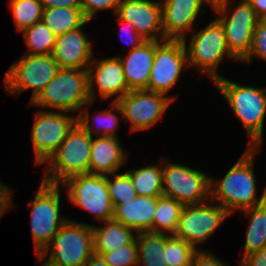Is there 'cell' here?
I'll use <instances>...</instances> for the list:
<instances>
[{"instance_id": "30", "label": "cell", "mask_w": 266, "mask_h": 266, "mask_svg": "<svg viewBox=\"0 0 266 266\" xmlns=\"http://www.w3.org/2000/svg\"><path fill=\"white\" fill-rule=\"evenodd\" d=\"M22 32L28 49L25 54L47 55L53 53L57 36L42 20Z\"/></svg>"}, {"instance_id": "24", "label": "cell", "mask_w": 266, "mask_h": 266, "mask_svg": "<svg viewBox=\"0 0 266 266\" xmlns=\"http://www.w3.org/2000/svg\"><path fill=\"white\" fill-rule=\"evenodd\" d=\"M110 105L112 106L111 109H104L100 111L99 114L97 112V117H95L96 119L90 116L89 110H87L86 108H82V111L80 110L77 116V123L91 136H93L92 134L95 133V135H97L98 137H117L116 132L117 128H119V121L121 120L118 114L120 113V115L123 116V112L121 106L117 102L112 101ZM114 110L117 114L113 112ZM90 119L92 120V125L90 124Z\"/></svg>"}, {"instance_id": "41", "label": "cell", "mask_w": 266, "mask_h": 266, "mask_svg": "<svg viewBox=\"0 0 266 266\" xmlns=\"http://www.w3.org/2000/svg\"><path fill=\"white\" fill-rule=\"evenodd\" d=\"M43 9L54 7H81V0H39Z\"/></svg>"}, {"instance_id": "10", "label": "cell", "mask_w": 266, "mask_h": 266, "mask_svg": "<svg viewBox=\"0 0 266 266\" xmlns=\"http://www.w3.org/2000/svg\"><path fill=\"white\" fill-rule=\"evenodd\" d=\"M162 159L163 195L185 205L210 200V178L206 173Z\"/></svg>"}, {"instance_id": "37", "label": "cell", "mask_w": 266, "mask_h": 266, "mask_svg": "<svg viewBox=\"0 0 266 266\" xmlns=\"http://www.w3.org/2000/svg\"><path fill=\"white\" fill-rule=\"evenodd\" d=\"M213 252L198 249L194 252L191 266H229L218 259Z\"/></svg>"}, {"instance_id": "8", "label": "cell", "mask_w": 266, "mask_h": 266, "mask_svg": "<svg viewBox=\"0 0 266 266\" xmlns=\"http://www.w3.org/2000/svg\"><path fill=\"white\" fill-rule=\"evenodd\" d=\"M41 254L60 266H83L94 254L91 225L68 219Z\"/></svg>"}, {"instance_id": "15", "label": "cell", "mask_w": 266, "mask_h": 266, "mask_svg": "<svg viewBox=\"0 0 266 266\" xmlns=\"http://www.w3.org/2000/svg\"><path fill=\"white\" fill-rule=\"evenodd\" d=\"M176 96L142 90H130L117 103L121 106L125 122L131 124V132L150 129L166 113Z\"/></svg>"}, {"instance_id": "36", "label": "cell", "mask_w": 266, "mask_h": 266, "mask_svg": "<svg viewBox=\"0 0 266 266\" xmlns=\"http://www.w3.org/2000/svg\"><path fill=\"white\" fill-rule=\"evenodd\" d=\"M121 0H81V9L85 18L90 21L98 11L113 10L116 14Z\"/></svg>"}, {"instance_id": "4", "label": "cell", "mask_w": 266, "mask_h": 266, "mask_svg": "<svg viewBox=\"0 0 266 266\" xmlns=\"http://www.w3.org/2000/svg\"><path fill=\"white\" fill-rule=\"evenodd\" d=\"M91 102L87 69L60 68L39 95L30 102L38 107L75 113Z\"/></svg>"}, {"instance_id": "32", "label": "cell", "mask_w": 266, "mask_h": 266, "mask_svg": "<svg viewBox=\"0 0 266 266\" xmlns=\"http://www.w3.org/2000/svg\"><path fill=\"white\" fill-rule=\"evenodd\" d=\"M196 249L188 242L165 234L164 256L168 266H191Z\"/></svg>"}, {"instance_id": "33", "label": "cell", "mask_w": 266, "mask_h": 266, "mask_svg": "<svg viewBox=\"0 0 266 266\" xmlns=\"http://www.w3.org/2000/svg\"><path fill=\"white\" fill-rule=\"evenodd\" d=\"M106 184L113 208L117 205L132 201L138 196L132 184L130 175L127 172L106 175Z\"/></svg>"}, {"instance_id": "31", "label": "cell", "mask_w": 266, "mask_h": 266, "mask_svg": "<svg viewBox=\"0 0 266 266\" xmlns=\"http://www.w3.org/2000/svg\"><path fill=\"white\" fill-rule=\"evenodd\" d=\"M9 8L18 32L41 21L43 14L42 3L39 0H9Z\"/></svg>"}, {"instance_id": "9", "label": "cell", "mask_w": 266, "mask_h": 266, "mask_svg": "<svg viewBox=\"0 0 266 266\" xmlns=\"http://www.w3.org/2000/svg\"><path fill=\"white\" fill-rule=\"evenodd\" d=\"M59 69L52 54H24L7 70L3 79L5 91L18 96L23 91L33 89L30 100L32 101L52 80Z\"/></svg>"}, {"instance_id": "20", "label": "cell", "mask_w": 266, "mask_h": 266, "mask_svg": "<svg viewBox=\"0 0 266 266\" xmlns=\"http://www.w3.org/2000/svg\"><path fill=\"white\" fill-rule=\"evenodd\" d=\"M118 137L99 136L91 143L89 173L98 175H112L127 163Z\"/></svg>"}, {"instance_id": "26", "label": "cell", "mask_w": 266, "mask_h": 266, "mask_svg": "<svg viewBox=\"0 0 266 266\" xmlns=\"http://www.w3.org/2000/svg\"><path fill=\"white\" fill-rule=\"evenodd\" d=\"M138 263L143 266H168L165 262V233L138 232L136 236Z\"/></svg>"}, {"instance_id": "34", "label": "cell", "mask_w": 266, "mask_h": 266, "mask_svg": "<svg viewBox=\"0 0 266 266\" xmlns=\"http://www.w3.org/2000/svg\"><path fill=\"white\" fill-rule=\"evenodd\" d=\"M101 256L109 266H136L138 265L136 240L132 244L102 253Z\"/></svg>"}, {"instance_id": "2", "label": "cell", "mask_w": 266, "mask_h": 266, "mask_svg": "<svg viewBox=\"0 0 266 266\" xmlns=\"http://www.w3.org/2000/svg\"><path fill=\"white\" fill-rule=\"evenodd\" d=\"M213 84L247 131L248 147L261 148L266 116V87L240 85L226 77L217 79Z\"/></svg>"}, {"instance_id": "16", "label": "cell", "mask_w": 266, "mask_h": 266, "mask_svg": "<svg viewBox=\"0 0 266 266\" xmlns=\"http://www.w3.org/2000/svg\"><path fill=\"white\" fill-rule=\"evenodd\" d=\"M87 71L88 94L91 102L96 100L97 93L100 95L102 101L115 96L113 101L117 102L130 91L127 87L119 56L98 61L97 59L92 60Z\"/></svg>"}, {"instance_id": "21", "label": "cell", "mask_w": 266, "mask_h": 266, "mask_svg": "<svg viewBox=\"0 0 266 266\" xmlns=\"http://www.w3.org/2000/svg\"><path fill=\"white\" fill-rule=\"evenodd\" d=\"M155 55V41H146L140 47L120 57L125 80L129 90L148 88L150 72Z\"/></svg>"}, {"instance_id": "28", "label": "cell", "mask_w": 266, "mask_h": 266, "mask_svg": "<svg viewBox=\"0 0 266 266\" xmlns=\"http://www.w3.org/2000/svg\"><path fill=\"white\" fill-rule=\"evenodd\" d=\"M241 212H244L250 219L243 254V256H246L266 246V200Z\"/></svg>"}, {"instance_id": "14", "label": "cell", "mask_w": 266, "mask_h": 266, "mask_svg": "<svg viewBox=\"0 0 266 266\" xmlns=\"http://www.w3.org/2000/svg\"><path fill=\"white\" fill-rule=\"evenodd\" d=\"M187 53L181 39L155 41V55L146 90L167 94L177 84Z\"/></svg>"}, {"instance_id": "3", "label": "cell", "mask_w": 266, "mask_h": 266, "mask_svg": "<svg viewBox=\"0 0 266 266\" xmlns=\"http://www.w3.org/2000/svg\"><path fill=\"white\" fill-rule=\"evenodd\" d=\"M92 140L93 136L76 123L47 161L41 181L62 185L71 176L88 174Z\"/></svg>"}, {"instance_id": "39", "label": "cell", "mask_w": 266, "mask_h": 266, "mask_svg": "<svg viewBox=\"0 0 266 266\" xmlns=\"http://www.w3.org/2000/svg\"><path fill=\"white\" fill-rule=\"evenodd\" d=\"M13 191L14 190L10 189L6 184L0 182V218L13 209Z\"/></svg>"}, {"instance_id": "27", "label": "cell", "mask_w": 266, "mask_h": 266, "mask_svg": "<svg viewBox=\"0 0 266 266\" xmlns=\"http://www.w3.org/2000/svg\"><path fill=\"white\" fill-rule=\"evenodd\" d=\"M138 196L160 197L163 195L162 160L156 166L148 165L126 171Z\"/></svg>"}, {"instance_id": "19", "label": "cell", "mask_w": 266, "mask_h": 266, "mask_svg": "<svg viewBox=\"0 0 266 266\" xmlns=\"http://www.w3.org/2000/svg\"><path fill=\"white\" fill-rule=\"evenodd\" d=\"M82 30L80 27L57 36L52 55L59 68L88 69L94 50Z\"/></svg>"}, {"instance_id": "29", "label": "cell", "mask_w": 266, "mask_h": 266, "mask_svg": "<svg viewBox=\"0 0 266 266\" xmlns=\"http://www.w3.org/2000/svg\"><path fill=\"white\" fill-rule=\"evenodd\" d=\"M184 205L167 197H158V204L153 218V232L174 235Z\"/></svg>"}, {"instance_id": "18", "label": "cell", "mask_w": 266, "mask_h": 266, "mask_svg": "<svg viewBox=\"0 0 266 266\" xmlns=\"http://www.w3.org/2000/svg\"><path fill=\"white\" fill-rule=\"evenodd\" d=\"M214 0H160L162 8V31L166 39H183L191 30L206 3L213 6Z\"/></svg>"}, {"instance_id": "35", "label": "cell", "mask_w": 266, "mask_h": 266, "mask_svg": "<svg viewBox=\"0 0 266 266\" xmlns=\"http://www.w3.org/2000/svg\"><path fill=\"white\" fill-rule=\"evenodd\" d=\"M266 61V18L259 19L253 33L249 54L240 63H249L253 58Z\"/></svg>"}, {"instance_id": "13", "label": "cell", "mask_w": 266, "mask_h": 266, "mask_svg": "<svg viewBox=\"0 0 266 266\" xmlns=\"http://www.w3.org/2000/svg\"><path fill=\"white\" fill-rule=\"evenodd\" d=\"M62 184H65L67 195L76 207L90 212L100 222L113 219L114 208L105 175L78 174L69 177Z\"/></svg>"}, {"instance_id": "6", "label": "cell", "mask_w": 266, "mask_h": 266, "mask_svg": "<svg viewBox=\"0 0 266 266\" xmlns=\"http://www.w3.org/2000/svg\"><path fill=\"white\" fill-rule=\"evenodd\" d=\"M230 1L214 0L211 8L224 28L229 52L236 61L241 62L249 54L253 33L260 18L247 0H240L233 12Z\"/></svg>"}, {"instance_id": "38", "label": "cell", "mask_w": 266, "mask_h": 266, "mask_svg": "<svg viewBox=\"0 0 266 266\" xmlns=\"http://www.w3.org/2000/svg\"><path fill=\"white\" fill-rule=\"evenodd\" d=\"M116 20L119 21L122 24V27L120 29L122 31V33L120 32L121 33V35H120L121 39L124 37L123 33H125L126 35H129V37H130L129 41L126 40V39H124L125 41L123 40L124 42L127 43V45L129 44L130 46H132L129 49V51L133 50L134 48L140 47L144 42L147 41L146 39H144L140 34H138L135 31V28H134L133 24H131L129 21L118 20L117 16H116ZM127 33H129V34H127Z\"/></svg>"}, {"instance_id": "12", "label": "cell", "mask_w": 266, "mask_h": 266, "mask_svg": "<svg viewBox=\"0 0 266 266\" xmlns=\"http://www.w3.org/2000/svg\"><path fill=\"white\" fill-rule=\"evenodd\" d=\"M229 216L230 214L224 207L211 200L200 204L185 205L174 236L188 242L198 250V245L212 236Z\"/></svg>"}, {"instance_id": "7", "label": "cell", "mask_w": 266, "mask_h": 266, "mask_svg": "<svg viewBox=\"0 0 266 266\" xmlns=\"http://www.w3.org/2000/svg\"><path fill=\"white\" fill-rule=\"evenodd\" d=\"M60 186L40 182L34 199L29 200L31 209V234L35 253H42L50 244L54 235L68 220L60 216Z\"/></svg>"}, {"instance_id": "25", "label": "cell", "mask_w": 266, "mask_h": 266, "mask_svg": "<svg viewBox=\"0 0 266 266\" xmlns=\"http://www.w3.org/2000/svg\"><path fill=\"white\" fill-rule=\"evenodd\" d=\"M41 20L56 36L83 27L89 22L83 15L81 7H54L43 9Z\"/></svg>"}, {"instance_id": "43", "label": "cell", "mask_w": 266, "mask_h": 266, "mask_svg": "<svg viewBox=\"0 0 266 266\" xmlns=\"http://www.w3.org/2000/svg\"><path fill=\"white\" fill-rule=\"evenodd\" d=\"M83 266H109L101 255L93 254Z\"/></svg>"}, {"instance_id": "11", "label": "cell", "mask_w": 266, "mask_h": 266, "mask_svg": "<svg viewBox=\"0 0 266 266\" xmlns=\"http://www.w3.org/2000/svg\"><path fill=\"white\" fill-rule=\"evenodd\" d=\"M69 113L49 109V111L41 110L35 114L31 139L36 165L49 160L77 123V116Z\"/></svg>"}, {"instance_id": "40", "label": "cell", "mask_w": 266, "mask_h": 266, "mask_svg": "<svg viewBox=\"0 0 266 266\" xmlns=\"http://www.w3.org/2000/svg\"><path fill=\"white\" fill-rule=\"evenodd\" d=\"M240 266H266V246L243 256Z\"/></svg>"}, {"instance_id": "17", "label": "cell", "mask_w": 266, "mask_h": 266, "mask_svg": "<svg viewBox=\"0 0 266 266\" xmlns=\"http://www.w3.org/2000/svg\"><path fill=\"white\" fill-rule=\"evenodd\" d=\"M118 20L129 21L135 31L147 41L166 40L162 31V8L160 1L121 0L115 14Z\"/></svg>"}, {"instance_id": "22", "label": "cell", "mask_w": 266, "mask_h": 266, "mask_svg": "<svg viewBox=\"0 0 266 266\" xmlns=\"http://www.w3.org/2000/svg\"><path fill=\"white\" fill-rule=\"evenodd\" d=\"M158 197L137 196L132 201L117 205L113 219L138 232H153V218Z\"/></svg>"}, {"instance_id": "5", "label": "cell", "mask_w": 266, "mask_h": 266, "mask_svg": "<svg viewBox=\"0 0 266 266\" xmlns=\"http://www.w3.org/2000/svg\"><path fill=\"white\" fill-rule=\"evenodd\" d=\"M187 53L188 67H193L200 74L207 75L213 83L222 78L217 69L222 59H235L229 52L224 28L217 19H213L207 26L194 33L187 44V38L182 39ZM225 56V57H224Z\"/></svg>"}, {"instance_id": "42", "label": "cell", "mask_w": 266, "mask_h": 266, "mask_svg": "<svg viewBox=\"0 0 266 266\" xmlns=\"http://www.w3.org/2000/svg\"><path fill=\"white\" fill-rule=\"evenodd\" d=\"M254 9L256 15L262 19L266 18V0H247Z\"/></svg>"}, {"instance_id": "23", "label": "cell", "mask_w": 266, "mask_h": 266, "mask_svg": "<svg viewBox=\"0 0 266 266\" xmlns=\"http://www.w3.org/2000/svg\"><path fill=\"white\" fill-rule=\"evenodd\" d=\"M105 226L91 224L94 253L101 255L121 246L132 244L137 232L114 219L104 221ZM135 233V234H134Z\"/></svg>"}, {"instance_id": "1", "label": "cell", "mask_w": 266, "mask_h": 266, "mask_svg": "<svg viewBox=\"0 0 266 266\" xmlns=\"http://www.w3.org/2000/svg\"><path fill=\"white\" fill-rule=\"evenodd\" d=\"M260 148H249L227 171L223 179L210 178V200L224 207L231 215L244 211L266 200V187L259 199L254 172L255 155ZM258 196V197H257Z\"/></svg>"}]
</instances>
